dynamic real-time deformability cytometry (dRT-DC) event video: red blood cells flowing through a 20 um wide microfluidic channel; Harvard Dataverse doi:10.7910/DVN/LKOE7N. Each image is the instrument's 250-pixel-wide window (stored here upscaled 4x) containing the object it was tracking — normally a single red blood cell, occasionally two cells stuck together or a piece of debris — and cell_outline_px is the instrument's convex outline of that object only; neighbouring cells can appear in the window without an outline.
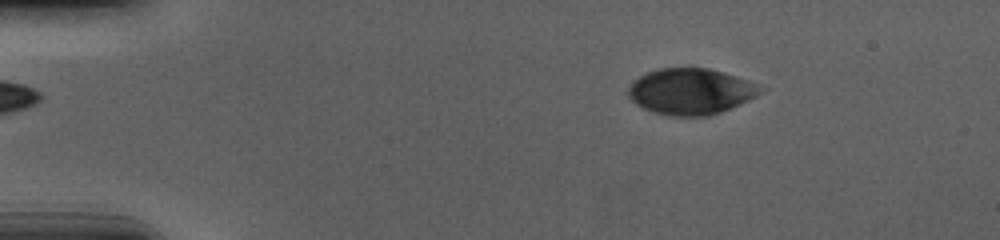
{"species": "human", "species_latin": "Homo sapiens", "temperature_condition": "cold", "stored_images_in_passage": 48, "camera_frame_rate_fps": 3000, "um_per_image_px": 0.085, "donor": {"sex": "male"}, "frame": {"image": 1, "passage_image": 1, "time_ms": 0.0, "image_size_px": [1000, 240], "cell_outline_px": [[768, 88], [756, 96], [748, 100], [720, 112], [708, 116], [672, 116], [656, 112], [644, 108], [636, 104], [628, 96], [628, 88], [640, 76], [648, 72], [660, 68], [708, 68], [724, 72], [748, 80]], "centroid_in_image_um": [58.76, 7.77], "position_along_channel_um": 26.2, "area_um2": 35.32}}
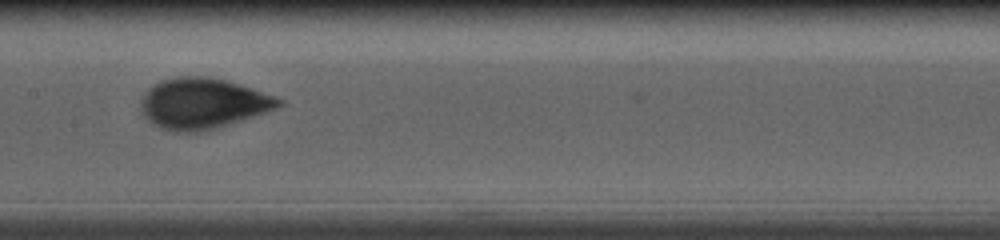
{"frame": {"image": 2, "passage_image": 21, "time_ms": 6.667, "image_size_px": [1000, 240], "cell_outline_px": [[284, 104], [276, 108], [240, 120], [200, 132], [172, 132], [160, 128], [152, 124], [144, 116], [140, 108], [140, 100], [144, 92], [152, 84], [160, 80], [176, 76], [204, 76], [224, 80], [284, 100]], "centroid_in_image_um": [17.13, 8.79], "position_along_channel_um": 190.3, "area_um2": 40.34}}
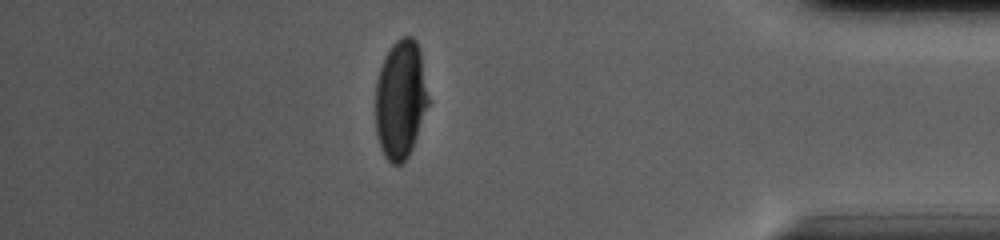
{"frame": {"image": 3, "passage_image": 41, "time_ms": 13.333, "image_size_px": [1000, 240], "cell_outline_px": [[432, 100], [412, 148], [408, 156], [400, 164], [392, 164], [384, 156], [380, 148], [376, 136], [376, 80], [384, 56], [392, 44], [396, 40], [404, 36], [412, 36], [416, 40], [420, 52]], "centroid_in_image_um": [34.08, 8.44], "position_along_channel_um": 401.1, "area_um2": 37.45}, "authors_computed_cell_mechanics": {"area_um2": 39.2173, "velocity_mm_per_s": 3.6875, "shape_relaxation_time_tau1_ms": 3.3303, "shape_relaxation_time_tau2_ms": null, "deformation_change_tau1": 0.1498, "deformation_change_tau2": null}}